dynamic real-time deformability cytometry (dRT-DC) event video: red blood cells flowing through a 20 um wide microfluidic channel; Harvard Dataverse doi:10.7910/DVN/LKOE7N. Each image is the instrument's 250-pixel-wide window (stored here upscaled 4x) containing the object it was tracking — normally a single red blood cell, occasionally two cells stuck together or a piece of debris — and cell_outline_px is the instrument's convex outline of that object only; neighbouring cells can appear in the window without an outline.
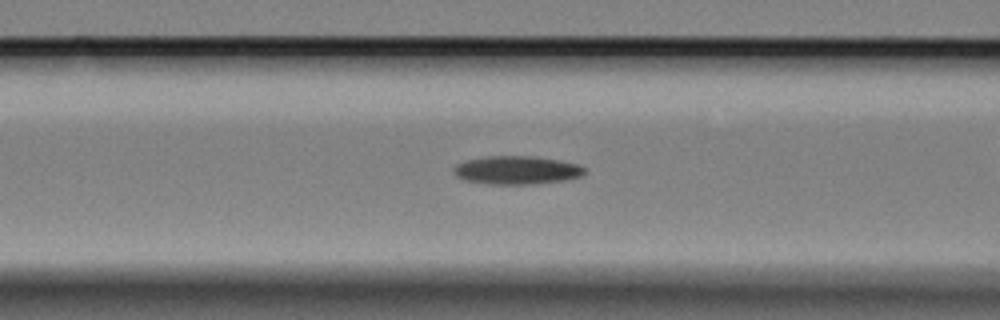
{"species": "Egyptian fruit bat (a non-hibernating species)", "species_latin": "Rousettus aegyptiacus", "temperature_condition": "cold", "stored_images_in_passage": 42, "camera_frame_rate_fps": 3000, "um_per_image_px": 0.085, "animal": {"sex": "female"}, "frame": {"image": 1, "passage_image": 5, "time_ms": 1.333, "image_size_px": [1000, 320], "cell_outline_px": [[588, 172], [580, 176], [564, 180], [536, 184], [492, 184], [464, 180], [456, 176], [452, 172], [452, 168], [456, 164], [468, 160], [488, 156], [532, 156], [560, 160], [576, 164], [584, 168]], "centroid_in_image_um": [43.91, 14.46], "position_along_channel_um": 122.7, "area_um2": 21.62}}
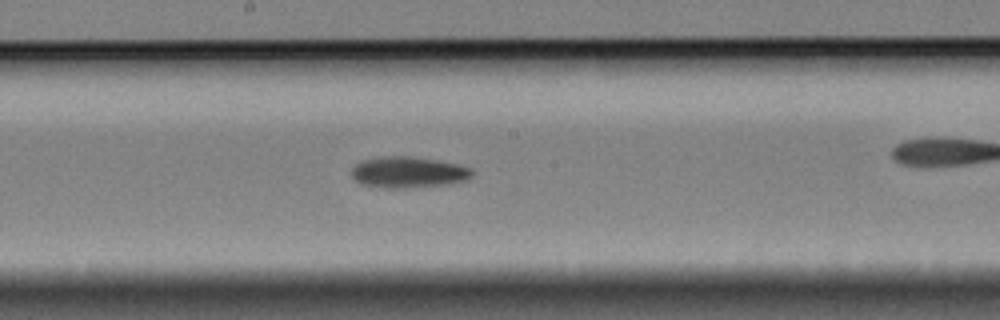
{"frame": {"image": 2, "passage_image": 13, "time_ms": 4.0, "image_size_px": [1000, 320], "cell_outline_px": [[472, 176], [468, 180], [444, 184], [400, 188], [388, 188], [360, 184], [352, 176], [352, 168], [360, 160], [384, 156], [408, 156], [436, 160], [456, 164], [472, 168]], "centroid_in_image_um": [34.68, 14.63], "position_along_channel_um": 213.5, "area_um2": 21.68}}
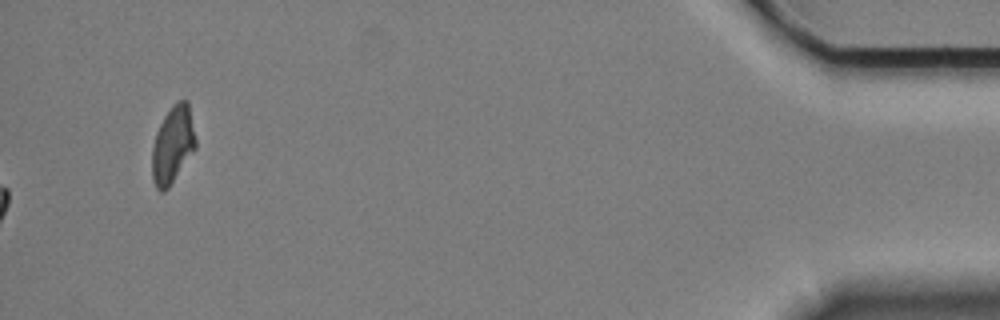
{"frame": {"image": 3, "passage_image": 42, "time_ms": 13.667, "image_size_px": [1000, 320], "cell_outline_px": [[196, 148], [168, 188], [164, 192], [160, 192], [156, 188], [152, 180], [152, 148], [156, 132], [164, 116], [172, 104], [176, 100], [188, 100], [196, 140]], "centroid_in_image_um": [14.67, 12.3], "position_along_channel_um": 420.5, "area_um2": 19.71}}